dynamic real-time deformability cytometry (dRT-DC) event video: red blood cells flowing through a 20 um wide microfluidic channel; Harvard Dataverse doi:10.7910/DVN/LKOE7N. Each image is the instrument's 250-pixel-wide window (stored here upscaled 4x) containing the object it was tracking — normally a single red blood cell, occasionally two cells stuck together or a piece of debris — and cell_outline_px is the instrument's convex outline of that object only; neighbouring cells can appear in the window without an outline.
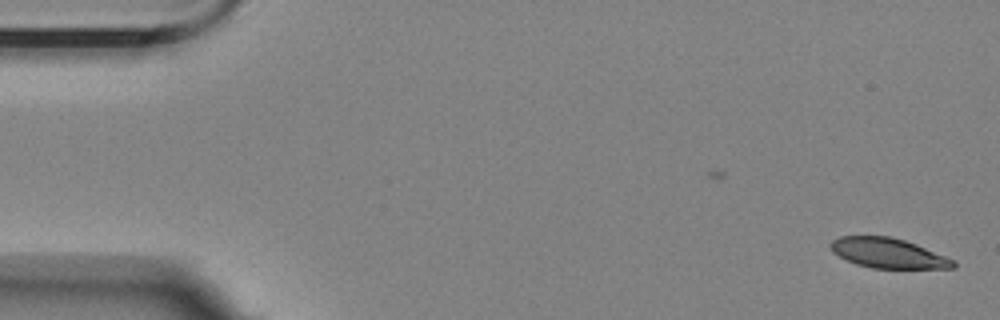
{"species": "Egyptian fruit bat (a non-hibernating species)", "species_latin": "Rousettus aegyptiacus", "temperature_condition": "room temperature", "stored_images_in_passage": 2, "camera_frame_rate_fps": 3000, "um_per_image_px": 0.085, "animal": {"sex": "female"}, "frame": {"image": 1, "passage_image": 2, "time_ms": 1.0, "image_size_px": [1000, 320], "cell_outline_px": [[956, 268], [872, 268], [856, 264], [832, 252], [832, 240], [840, 236], [892, 236], [916, 244], [956, 260]], "centroid_in_image_um": [75.53, 21.51], "position_along_channel_um": 9.5, "area_um2": 21.27}}